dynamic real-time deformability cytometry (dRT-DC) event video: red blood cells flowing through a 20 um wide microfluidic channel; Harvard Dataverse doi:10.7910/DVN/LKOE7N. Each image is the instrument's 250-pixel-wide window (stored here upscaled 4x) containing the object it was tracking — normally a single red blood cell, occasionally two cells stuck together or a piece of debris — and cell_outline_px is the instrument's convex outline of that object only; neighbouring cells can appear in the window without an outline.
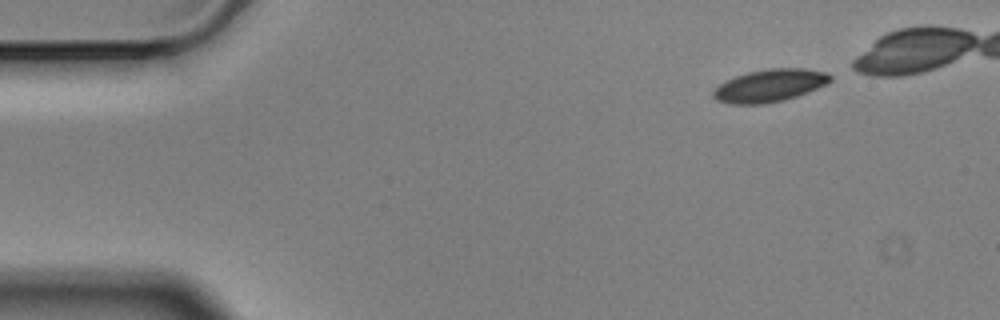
{"species": "Egyptian fruit bat (a non-hibernating species)", "species_latin": "Rousettus aegyptiacus", "temperature_condition": "cold", "stored_images_in_passage": 5, "camera_frame_rate_fps": 3000, "um_per_image_px": 0.085, "animal": {"sex": "male"}, "frame": {"image": 1, "passage_image": 1, "time_ms": 0.0, "image_size_px": [1000, 320], "cell_outline_px": [[832, 80], [808, 92], [784, 100], [764, 104], [728, 104], [716, 100], [712, 96], [712, 92], [720, 84], [736, 76], [748, 72], [764, 68], [804, 68], [824, 72], [832, 76]], "centroid_in_image_um": [65.4, 7.27], "position_along_channel_um": 19.6, "area_um2": 22.14}}